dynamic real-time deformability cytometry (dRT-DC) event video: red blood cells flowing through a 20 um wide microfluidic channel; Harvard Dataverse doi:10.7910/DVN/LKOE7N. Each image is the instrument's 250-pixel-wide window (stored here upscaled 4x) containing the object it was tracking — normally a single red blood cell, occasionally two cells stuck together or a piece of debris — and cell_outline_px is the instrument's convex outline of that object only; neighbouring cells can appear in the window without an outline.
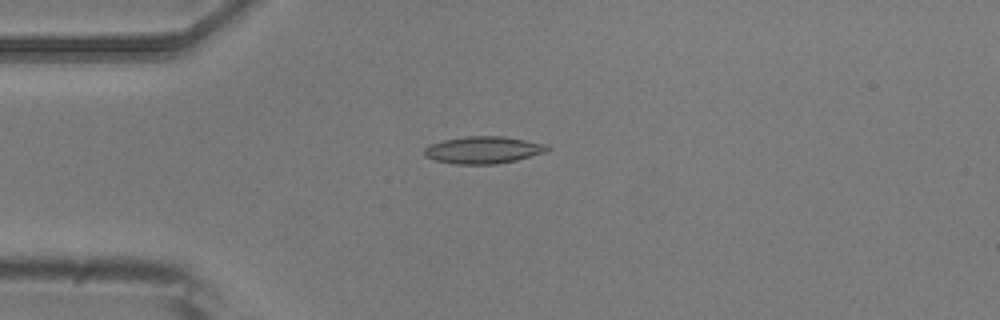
{"species": "common noctule bat (a hibernating species)", "species_latin": "Nyctalus noctula", "temperature_condition": "room temperature", "stored_images_in_passage": 4, "camera_frame_rate_fps": 3000, "um_per_image_px": 0.085, "animal": {"sex": "male", "body_mass_g": 20.5, "forearm_length_mm": 52.5}, "frame": {"image": 1, "passage_image": 2, "time_ms": 1.0, "image_size_px": [1000, 320], "cell_outline_px": [[552, 148], [548, 152], [516, 160], [496, 164], [456, 164], [436, 160], [424, 156], [424, 148], [432, 144], [444, 140], [464, 136], [504, 136], [548, 144]], "centroid_in_image_um": [41.14, 12.74], "position_along_channel_um": 43.9, "area_um2": 19.59}}
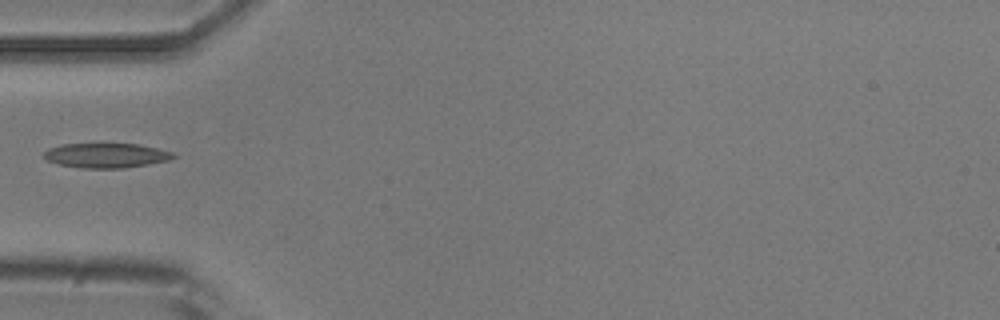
{"frame": {"image": 2, "passage_image": 3, "time_ms": 2.333, "image_size_px": [1000, 320], "cell_outline_px": [[176, 156], [168, 160], [148, 164], [124, 168], [80, 168], [60, 164], [48, 160], [40, 156], [48, 148], [60, 144], [136, 144], [156, 148], [172, 152]], "centroid_in_image_um": [8.97, 13.21], "position_along_channel_um": 76.0, "area_um2": 18.5}}
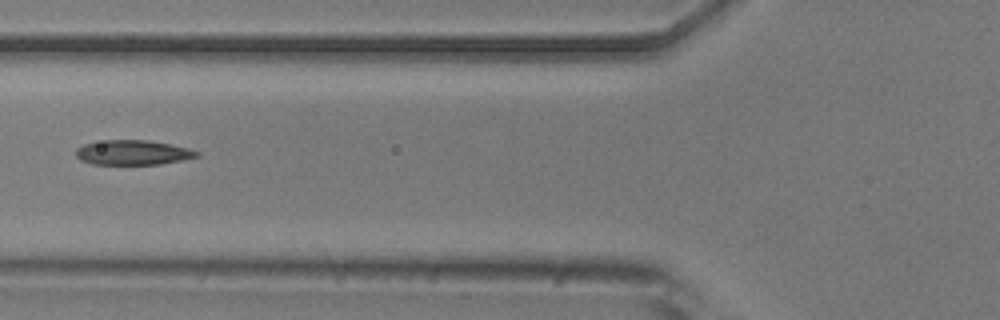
{"frame": {"image": 3, "passage_image": 4, "time_ms": 3.333, "image_size_px": [1000, 320], "cell_outline_px": [[200, 156], [160, 164], [92, 164], [80, 160], [76, 156], [76, 148], [84, 144], [104, 140], [148, 140], [188, 148], [200, 152]], "centroid_in_image_um": [11.27, 12.96], "position_along_channel_um": 114.5, "area_um2": 17.34}}